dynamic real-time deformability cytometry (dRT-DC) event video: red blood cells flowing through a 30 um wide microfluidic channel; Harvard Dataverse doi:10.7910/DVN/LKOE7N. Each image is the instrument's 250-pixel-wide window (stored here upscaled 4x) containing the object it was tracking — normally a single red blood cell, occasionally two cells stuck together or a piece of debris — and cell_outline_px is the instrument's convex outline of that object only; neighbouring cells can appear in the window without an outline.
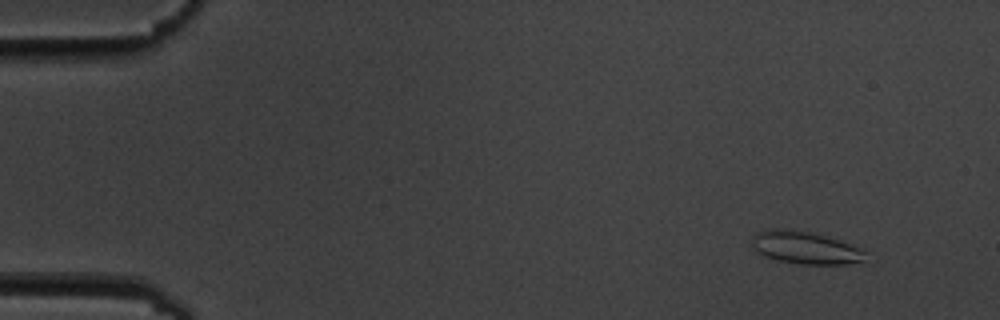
{"species": "common noctule bat (a hibernating species)", "species_latin": "Nyctalus noctula", "temperature_condition": "cold", "stored_images_in_passage": 6, "camera_frame_rate_fps": 3000, "um_per_image_px": 0.085, "animal": {"sex": "male", "body_mass_g": 19.5, "forearm_length_mm": 54.6}, "frame": {"image": 1, "passage_image": 1, "time_ms": 0.0, "image_size_px": [1000, 320], "cell_outline_px": [[864, 260], [848, 264], [800, 264], [780, 260], [764, 256], [752, 248], [752, 236], [756, 232], [772, 228], [784, 228], [812, 232], [860, 248], [864, 252]], "centroid_in_image_um": [68.37, 21.04], "position_along_channel_um": 16.6, "area_um2": 21.27}}
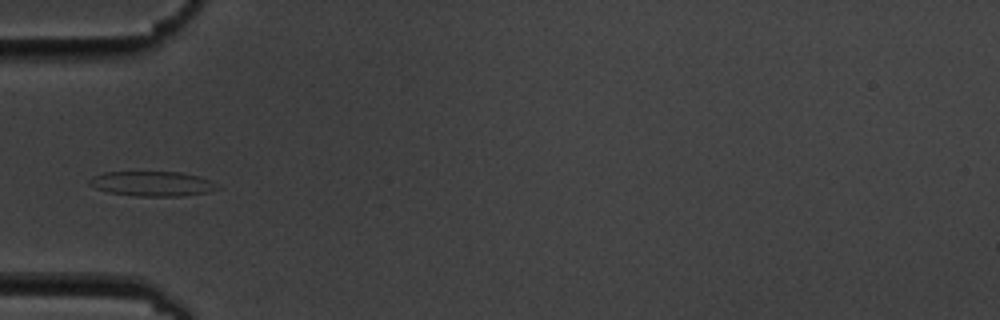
{"frame": {"image": 2, "passage_image": 5, "time_ms": 4.667, "image_size_px": [1000, 320], "cell_outline_px": [[220, 188], [208, 192], [184, 196], [136, 196], [108, 192], [96, 188], [88, 184], [88, 180], [92, 176], [104, 172], [180, 172], [200, 176], [208, 180]], "centroid_in_image_um": [12.91, 15.61], "position_along_channel_um": 72.1, "area_um2": 18.5}}
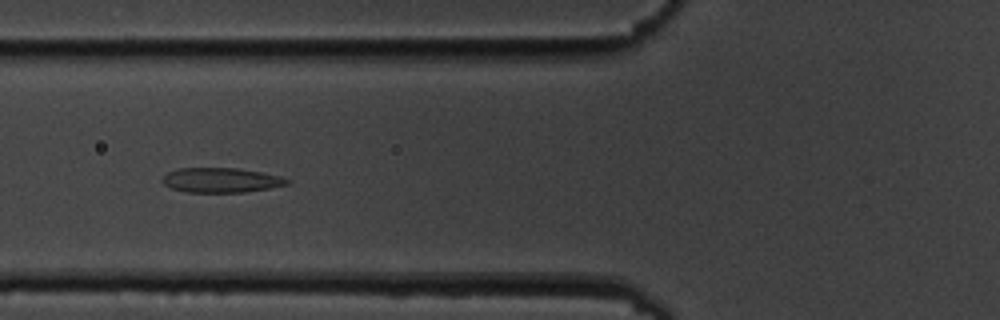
{"frame": {"image": 3, "passage_image": 6, "time_ms": 5.667, "image_size_px": [1000, 320], "cell_outline_px": [[288, 184], [268, 188], [244, 192], [184, 192], [172, 188], [164, 184], [160, 180], [168, 172], [180, 168], [236, 168], [260, 172], [280, 176], [288, 180]], "centroid_in_image_um": [18.74, 15.31], "position_along_channel_um": 107.1, "area_um2": 17.74}}